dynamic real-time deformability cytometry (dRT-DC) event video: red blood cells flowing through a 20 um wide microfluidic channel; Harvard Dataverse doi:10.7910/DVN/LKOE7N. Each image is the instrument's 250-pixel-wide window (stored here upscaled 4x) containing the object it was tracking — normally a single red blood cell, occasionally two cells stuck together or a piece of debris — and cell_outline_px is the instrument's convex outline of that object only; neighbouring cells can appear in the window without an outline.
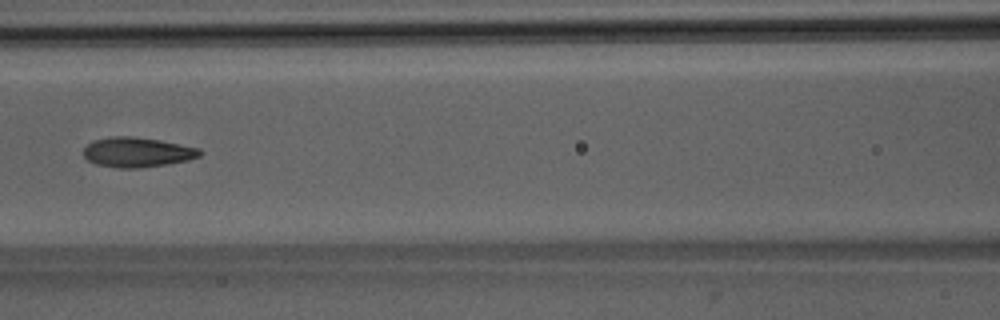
{"species": "Egyptian fruit bat (a non-hibernating species)", "species_latin": "Rousettus aegyptiacus", "temperature_condition": "room temperature", "stored_images_in_passage": 9, "camera_frame_rate_fps": 3000, "um_per_image_px": 0.085, "animal": {"sex": "male"}, "frame": {"image": 1, "passage_image": 7, "time_ms": 7.0, "image_size_px": [1000, 320], "cell_outline_px": [[204, 152], [200, 156], [188, 160], [168, 164], [136, 168], [116, 168], [96, 164], [88, 160], [84, 156], [84, 148], [92, 140], [112, 136], [132, 136], [160, 140], [200, 148]], "centroid_in_image_um": [11.68, 12.93], "position_along_channel_um": 154.9, "area_um2": 20.35}}